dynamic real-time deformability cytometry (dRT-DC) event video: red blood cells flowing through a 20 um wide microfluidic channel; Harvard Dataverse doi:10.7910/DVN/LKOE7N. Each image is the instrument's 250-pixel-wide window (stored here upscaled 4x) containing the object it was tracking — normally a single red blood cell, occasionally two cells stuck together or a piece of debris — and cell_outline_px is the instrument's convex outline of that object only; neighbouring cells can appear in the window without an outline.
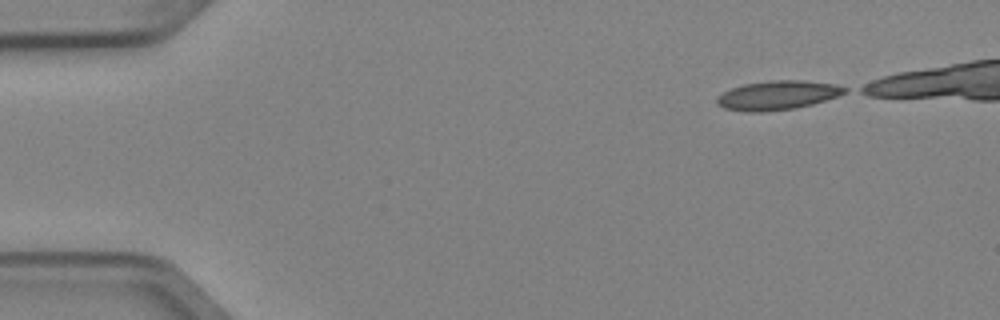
{"species": "Egyptian fruit bat (a non-hibernating species)", "species_latin": "Rousettus aegyptiacus", "temperature_condition": "cold", "stored_images_in_passage": 5, "camera_frame_rate_fps": 3000, "um_per_image_px": 0.085, "animal": {"sex": "female"}, "frame": {"image": 1, "passage_image": 1, "time_ms": 0.0, "image_size_px": [1000, 320], "cell_outline_px": [[848, 92], [812, 104], [796, 108], [764, 112], [744, 112], [724, 108], [716, 104], [716, 96], [732, 88], [744, 84], [772, 80], [804, 80], [836, 84], [848, 88]], "centroid_in_image_um": [66.08, 8.1], "position_along_channel_um": 18.9, "area_um2": 21.79}}
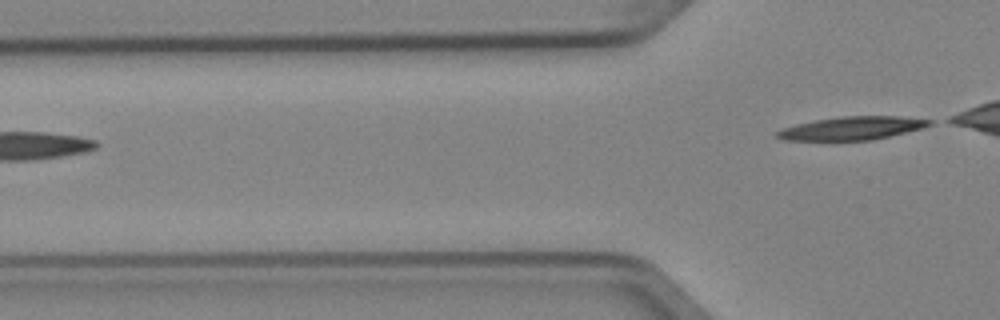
{"frame": {"image": 2, "passage_image": 5, "time_ms": 1.333, "image_size_px": [1000, 320], "cell_outline_px": [[932, 124], [924, 128], [872, 140], [784, 140], [776, 136], [776, 132], [780, 128], [796, 124], [816, 120], [840, 116], [900, 116], [932, 120]], "centroid_in_image_um": [72.42, 10.89], "position_along_channel_um": 53.4, "area_um2": 20.63}}